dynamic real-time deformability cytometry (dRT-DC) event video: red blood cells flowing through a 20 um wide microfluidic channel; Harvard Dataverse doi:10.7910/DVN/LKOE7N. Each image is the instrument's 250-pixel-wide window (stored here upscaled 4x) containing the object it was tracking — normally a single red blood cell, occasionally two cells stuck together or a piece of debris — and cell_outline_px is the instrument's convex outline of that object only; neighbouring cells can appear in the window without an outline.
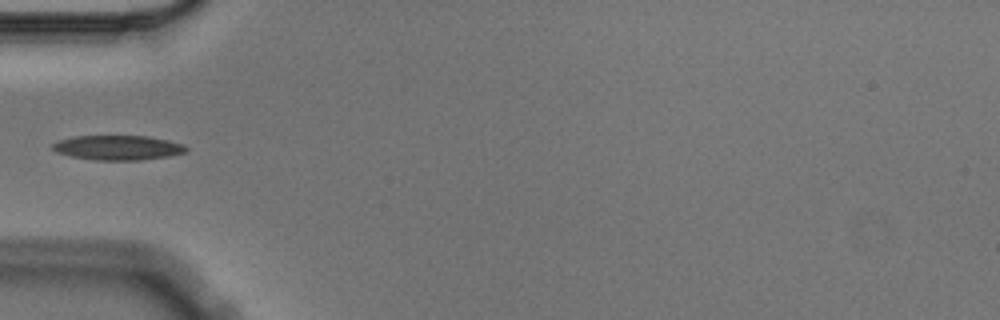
{"species": "Egyptian fruit bat (a non-hibernating species)", "species_latin": "Rousettus aegyptiacus", "temperature_condition": "cold", "stored_images_in_passage": 3, "camera_frame_rate_fps": 3000, "um_per_image_px": 0.085, "animal": {"sex": "male"}, "frame": {"image": 1, "passage_image": 2, "time_ms": 0.333, "image_size_px": [1000, 320], "cell_outline_px": [[188, 148], [184, 152], [168, 156], [140, 160], [92, 160], [72, 156], [56, 152], [52, 148], [52, 144], [60, 140], [72, 136], [148, 136], [168, 140], [184, 144]], "centroid_in_image_um": [10.01, 12.55], "position_along_channel_um": 75.0, "area_um2": 19.13}}
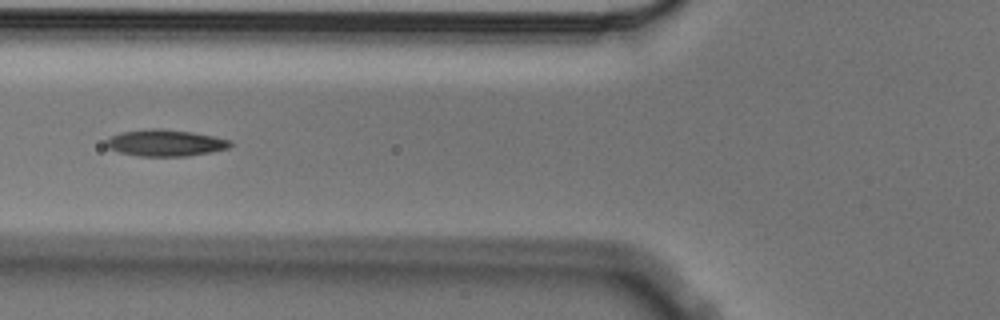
{"frame": {"image": 2, "passage_image": 3, "time_ms": 0.667, "image_size_px": [1000, 320], "cell_outline_px": [[232, 144], [228, 148], [212, 152], [188, 156], [140, 156], [120, 152], [108, 148], [104, 144], [104, 140], [120, 132], [152, 128], [160, 128], [192, 132], [216, 136], [232, 140]], "centroid_in_image_um": [14.07, 12.14], "position_along_channel_um": 111.7, "area_um2": 19.42}}